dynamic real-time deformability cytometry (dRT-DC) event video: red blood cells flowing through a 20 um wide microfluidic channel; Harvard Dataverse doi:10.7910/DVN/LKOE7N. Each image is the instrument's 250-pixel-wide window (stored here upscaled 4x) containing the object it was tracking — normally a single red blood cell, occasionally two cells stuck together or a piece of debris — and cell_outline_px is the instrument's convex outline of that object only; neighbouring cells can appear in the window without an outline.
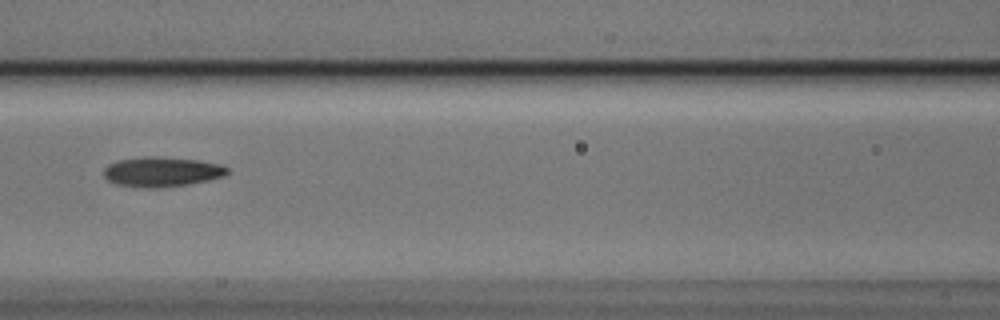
{"species": "Egyptian fruit bat (a non-hibernating species)", "species_latin": "Rousettus aegyptiacus", "temperature_condition": "cold", "stored_images_in_passage": 4, "camera_frame_rate_fps": 3000, "um_per_image_px": 0.085, "animal": {"sex": "male"}, "frame": {"image": 1, "passage_image": 4, "time_ms": 1.0, "image_size_px": [1000, 320], "cell_outline_px": [[228, 172], [224, 176], [208, 180], [188, 184], [160, 188], [140, 188], [116, 184], [108, 180], [104, 176], [104, 168], [108, 164], [120, 160], [144, 156], [160, 156], [200, 160], [220, 164], [228, 168]], "centroid_in_image_um": [13.75, 14.6], "position_along_channel_um": 152.9, "area_um2": 21.68}}